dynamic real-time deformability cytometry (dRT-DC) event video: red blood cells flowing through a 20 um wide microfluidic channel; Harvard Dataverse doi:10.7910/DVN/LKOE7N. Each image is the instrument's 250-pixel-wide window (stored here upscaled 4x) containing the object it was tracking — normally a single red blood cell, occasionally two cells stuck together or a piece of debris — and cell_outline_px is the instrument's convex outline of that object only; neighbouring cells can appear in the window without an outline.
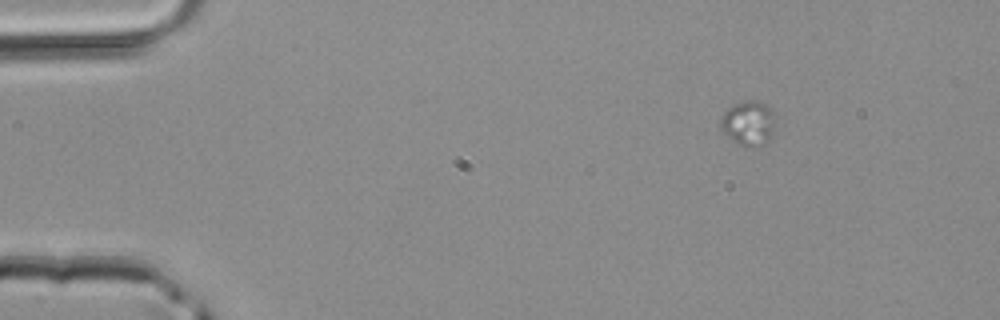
{"species": "common noctule bat (a hibernating species)", "species_latin": "Nyctalus noctula", "temperature_condition": "room temperature", "stored_images_in_passage": 4, "segment_of_instrument_passage": [1, 2], "camera_frame_rate_fps": 3000, "um_per_image_px": 0.085, "animal": {"sex": "male", "body_mass_g": 20.4}, "frame": {"image": 1, "passage_image": 1, "time_ms": 0.0, "image_size_px": [1000, 320], "cell_outline_px": [[772, 132], [764, 144], [760, 148], [740, 144], [732, 140], [724, 132], [720, 124], [720, 116], [732, 104], [748, 100], [756, 100], [768, 104], [772, 108]], "centroid_in_image_um": [63.59, 10.44], "position_along_channel_um": 21.4, "area_um2": 14.05}}